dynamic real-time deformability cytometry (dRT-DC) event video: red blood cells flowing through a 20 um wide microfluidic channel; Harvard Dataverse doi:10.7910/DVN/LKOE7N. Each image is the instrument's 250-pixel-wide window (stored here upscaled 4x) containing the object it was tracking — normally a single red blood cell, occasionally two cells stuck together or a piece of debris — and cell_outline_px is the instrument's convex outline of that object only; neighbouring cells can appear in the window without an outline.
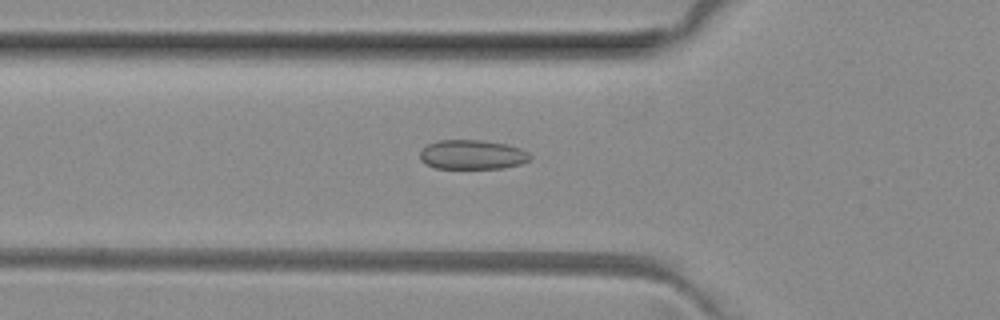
{"species": "common noctule bat (a hibernating species)", "species_latin": "Nyctalus noctula", "temperature_condition": "room temperature", "stored_images_in_passage": 35, "camera_frame_rate_fps": 3000, "um_per_image_px": 0.085, "animal": {"sex": "female", "body_mass_g": 29.2, "forearm_length_mm": 56.3}, "frame": {"image": 1, "passage_image": 2, "time_ms": 0.333, "image_size_px": [1000, 320], "cell_outline_px": [[532, 156], [528, 160], [520, 164], [504, 168], [436, 168], [424, 164], [420, 160], [420, 152], [428, 144], [440, 140], [480, 140], [508, 144], [520, 148], [528, 152]], "centroid_in_image_um": [40.14, 13.14], "position_along_channel_um": 85.7, "area_um2": 18.9}}
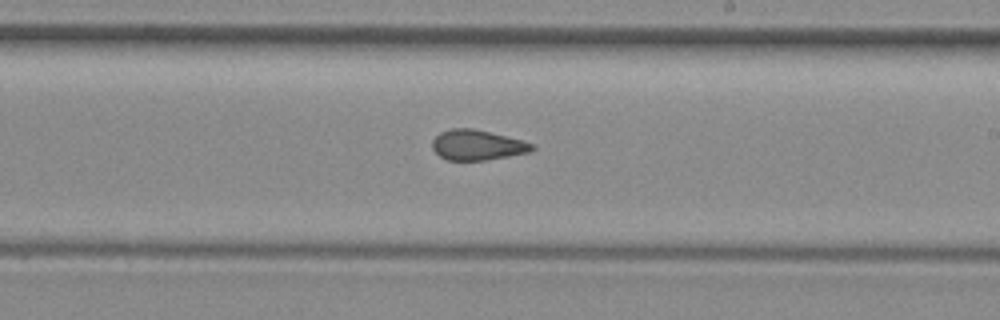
{"frame": {"image": 2, "passage_image": 14, "time_ms": 4.333, "image_size_px": [1000, 320], "cell_outline_px": [[536, 148], [532, 152], [484, 160], [448, 160], [440, 156], [432, 148], [432, 140], [440, 132], [452, 128], [472, 128], [524, 140], [532, 144]], "centroid_in_image_um": [40.58, 12.32], "position_along_channel_um": 248.4, "area_um2": 17.57}}
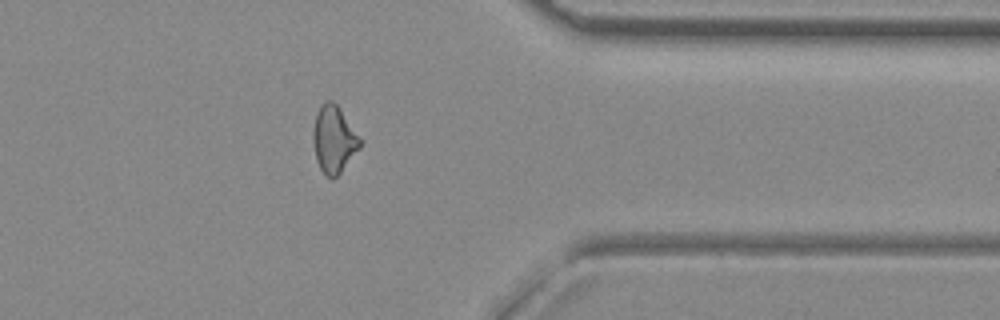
{"frame": {"image": 3, "passage_image": 25, "time_ms": 8.0, "image_size_px": [1000, 320], "cell_outline_px": [[360, 148], [340, 172], [332, 180], [320, 168], [316, 160], [312, 140], [312, 132], [316, 112], [320, 104], [324, 100], [332, 100], [340, 108], [360, 140]], "centroid_in_image_um": [28.33, 11.81], "position_along_channel_um": 383.1, "area_um2": 18.15}}